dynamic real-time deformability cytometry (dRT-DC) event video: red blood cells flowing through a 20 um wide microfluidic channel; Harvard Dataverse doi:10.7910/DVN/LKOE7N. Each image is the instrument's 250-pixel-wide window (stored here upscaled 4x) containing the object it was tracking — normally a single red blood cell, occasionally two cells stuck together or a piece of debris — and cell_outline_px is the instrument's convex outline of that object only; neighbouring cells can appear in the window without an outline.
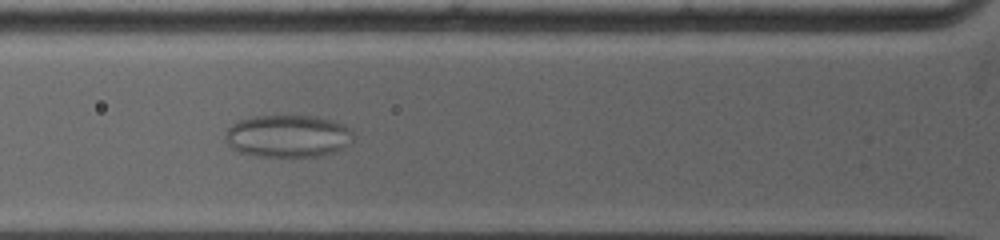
{"species": "common noctule bat (a hibernating species)", "species_latin": "Nyctalus noctula", "temperature_condition": "warm", "stored_images_in_passage": 5, "camera_frame_rate_fps": 5000, "um_per_image_px": 0.085, "animal": {"sex": "female", "body_mass_g": 19.0, "forearm_length_mm": 53.3}, "frame": {"image": 1, "passage_image": 4, "time_ms": 2.6, "image_size_px": [1000, 240], "cell_outline_px": [[352, 140], [344, 148], [336, 152], [320, 156], [260, 156], [240, 152], [232, 148], [224, 140], [224, 132], [232, 124], [240, 120], [252, 116], [316, 116], [332, 120], [344, 124], [352, 132]], "centroid_in_image_um": [24.46, 11.56], "position_along_channel_um": 101.3, "area_um2": 31.73}}